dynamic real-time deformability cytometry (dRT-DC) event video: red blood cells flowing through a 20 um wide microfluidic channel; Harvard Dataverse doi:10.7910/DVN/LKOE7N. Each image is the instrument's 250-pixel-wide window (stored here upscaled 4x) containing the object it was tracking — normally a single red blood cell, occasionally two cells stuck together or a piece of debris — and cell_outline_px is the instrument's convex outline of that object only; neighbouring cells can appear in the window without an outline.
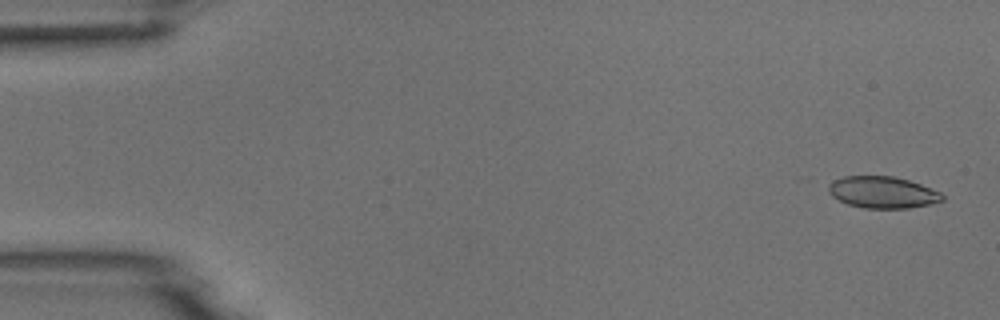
{"species": "common noctule bat (a hibernating species)", "species_latin": "Nyctalus noctula", "temperature_condition": "room temperature", "stored_images_in_passage": 43, "camera_frame_rate_fps": 3000, "um_per_image_px": 0.085, "animal": {"sex": "male", "body_mass_g": 18.8}, "frame": {"image": 1, "passage_image": 2, "time_ms": 0.333, "image_size_px": [1000, 320], "cell_outline_px": [[944, 200], [932, 204], [908, 208], [864, 208], [848, 204], [832, 196], [828, 192], [828, 184], [832, 180], [844, 176], [892, 176], [908, 180], [920, 184], [940, 192], [944, 196]], "centroid_in_image_um": [75.01, 16.34], "position_along_channel_um": 10.0, "area_um2": 21.04}}
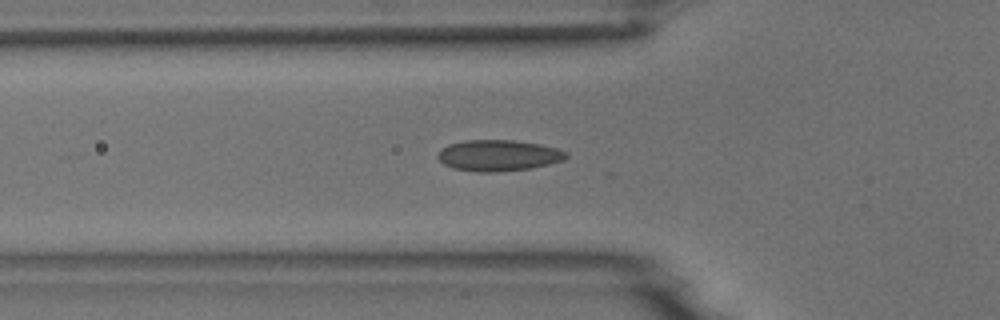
{"frame": {"image": 2, "passage_image": 18, "time_ms": 5.667, "image_size_px": [1000, 320], "cell_outline_px": [[568, 156], [564, 160], [532, 168], [496, 172], [476, 172], [452, 168], [444, 164], [436, 156], [448, 144], [464, 140], [516, 140], [540, 144], [556, 148], [568, 152]], "centroid_in_image_um": [42.38, 13.21], "position_along_channel_um": 83.4, "area_um2": 23.35}}
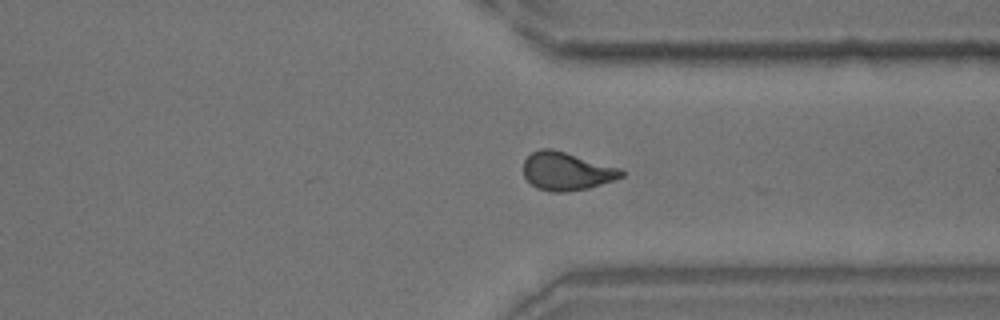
{"frame": {"image": 3, "passage_image": 40, "time_ms": 13.0, "image_size_px": [1000, 320], "cell_outline_px": [[624, 176], [588, 188], [564, 192], [552, 192], [536, 188], [524, 176], [524, 160], [532, 152], [540, 148], [552, 148], [620, 168], [624, 172]], "centroid_in_image_um": [48.13, 14.54], "position_along_channel_um": 363.3, "area_um2": 21.62}}